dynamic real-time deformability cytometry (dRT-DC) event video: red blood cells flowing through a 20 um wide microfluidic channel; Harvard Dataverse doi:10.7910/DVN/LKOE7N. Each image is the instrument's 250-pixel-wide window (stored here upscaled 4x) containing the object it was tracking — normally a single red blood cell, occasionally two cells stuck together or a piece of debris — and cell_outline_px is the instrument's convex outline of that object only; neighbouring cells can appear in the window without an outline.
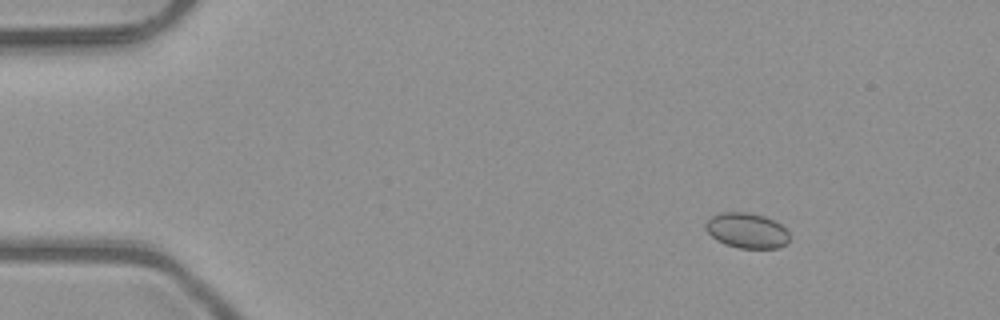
{"species": "common noctule bat (a hibernating species)", "species_latin": "Nyctalus noctula", "temperature_condition": "room temperature", "stored_images_in_passage": 5, "camera_frame_rate_fps": 3000, "um_per_image_px": 0.085, "animal": {"sex": "male", "body_mass_g": 23.1, "forearm_length_mm": 52.7}, "frame": {"image": 1, "passage_image": 2, "time_ms": 0.333, "image_size_px": [1000, 320], "cell_outline_px": [[788, 244], [780, 248], [740, 248], [724, 244], [716, 240], [704, 228], [704, 224], [712, 216], [720, 212], [748, 212], [764, 216], [780, 224], [788, 232]], "centroid_in_image_um": [63.46, 19.6], "position_along_channel_um": 21.5, "area_um2": 17.28}}